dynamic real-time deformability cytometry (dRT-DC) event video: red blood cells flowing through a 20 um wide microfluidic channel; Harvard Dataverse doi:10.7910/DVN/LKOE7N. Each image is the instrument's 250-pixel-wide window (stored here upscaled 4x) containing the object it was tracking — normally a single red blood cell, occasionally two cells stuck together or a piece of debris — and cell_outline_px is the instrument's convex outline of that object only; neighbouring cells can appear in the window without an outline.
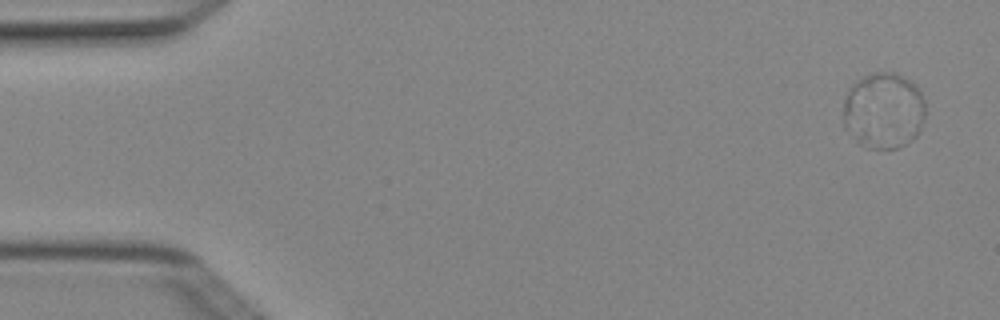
{"species": "Egyptian fruit bat (a non-hibernating species)", "species_latin": "Rousettus aegyptiacus", "temperature_condition": "cold", "stored_images_in_passage": 6, "camera_frame_rate_fps": 3000, "um_per_image_px": 0.085, "animal": {"sex": "female"}, "frame": {"image": 1, "passage_image": 1, "time_ms": 0.0, "image_size_px": [1000, 320], "cell_outline_px": [[924, 120], [916, 136], [912, 140], [896, 148], [868, 148], [860, 144], [844, 128], [844, 100], [852, 84], [856, 80], [872, 72], [896, 72], [908, 80], [924, 96]], "centroid_in_image_um": [75.1, 9.39], "position_along_channel_um": 9.9, "area_um2": 36.41}}
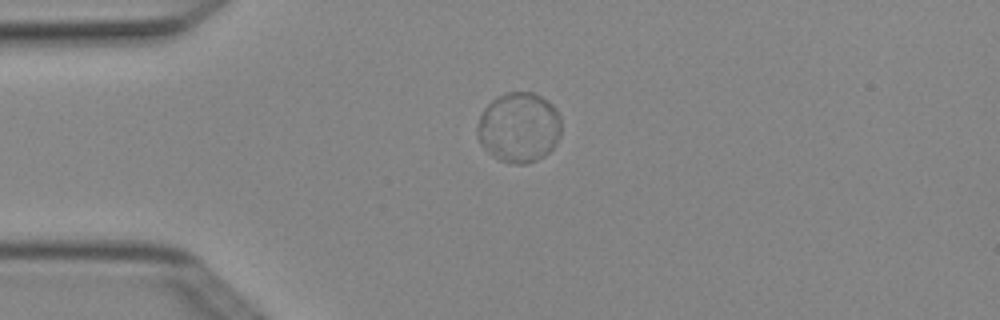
{"frame": {"image": 2, "passage_image": 4, "time_ms": 1.0, "image_size_px": [1000, 320], "cell_outline_px": [[560, 136], [556, 144], [544, 156], [528, 164], [516, 164], [500, 160], [492, 156], [480, 144], [476, 136], [476, 128], [480, 116], [484, 108], [496, 96], [508, 92], [532, 92], [548, 100], [556, 108], [560, 116]], "centroid_in_image_um": [44.1, 10.83], "position_along_channel_um": 40.9, "area_um2": 34.62}}
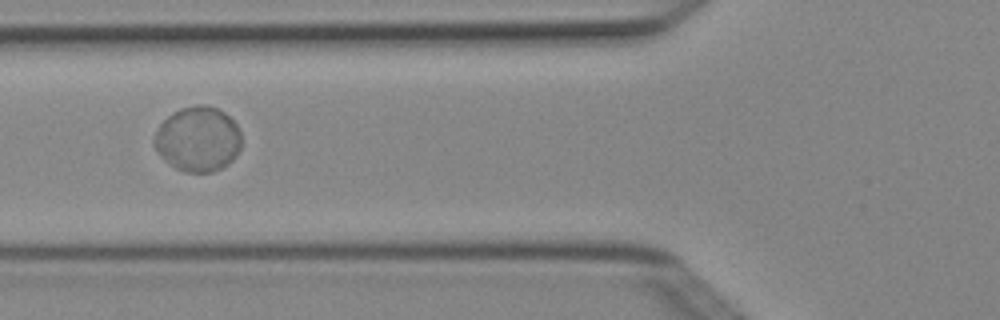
{"frame": {"image": 3, "passage_image": 6, "time_ms": 1.667, "image_size_px": [1000, 320], "cell_outline_px": [[240, 148], [236, 156], [228, 164], [212, 172], [184, 172], [176, 168], [152, 144], [156, 132], [160, 124], [172, 112], [180, 108], [196, 104], [204, 104], [216, 108], [224, 112], [236, 124], [240, 132]], "centroid_in_image_um": [16.84, 11.8], "position_along_channel_um": 109.0, "area_um2": 32.71}}